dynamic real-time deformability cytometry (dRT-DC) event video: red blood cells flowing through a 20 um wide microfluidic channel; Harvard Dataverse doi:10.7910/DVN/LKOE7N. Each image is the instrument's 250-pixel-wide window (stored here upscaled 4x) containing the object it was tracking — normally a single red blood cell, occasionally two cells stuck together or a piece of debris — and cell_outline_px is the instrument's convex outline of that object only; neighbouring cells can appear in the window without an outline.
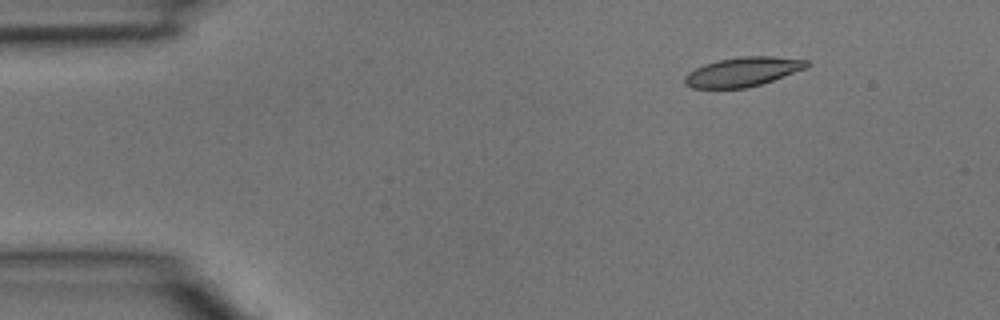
{"species": "common noctule bat (a hibernating species)", "species_latin": "Nyctalus noctula", "temperature_condition": "room temperature", "stored_images_in_passage": 5, "segment_of_instrument_passage": [1, 2], "camera_frame_rate_fps": 3000, "um_per_image_px": 0.085, "animal": {"sex": "male", "body_mass_g": 15.6}, "frame": {"image": 1, "passage_image": 2, "time_ms": 0.333, "image_size_px": [1000, 320], "cell_outline_px": [[812, 64], [804, 68], [784, 76], [760, 84], [744, 88], [692, 88], [684, 84], [684, 76], [688, 72], [704, 64], [716, 60], [740, 56], [772, 56], [808, 60]], "centroid_in_image_um": [63.1, 6.09], "position_along_channel_um": 21.9, "area_um2": 20.81}}
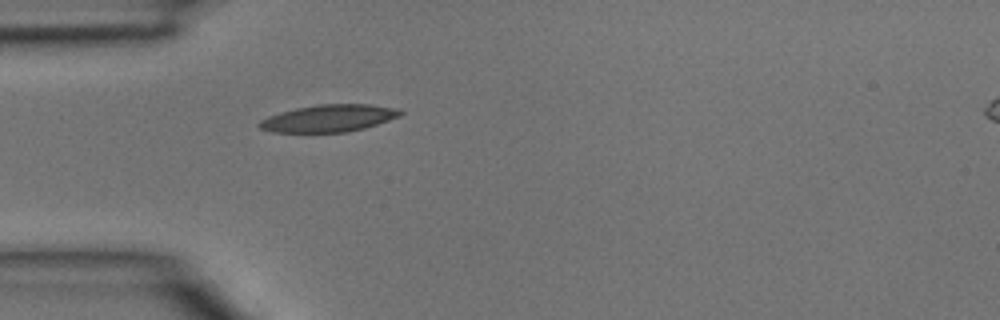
{"frame": {"image": 2, "passage_image": 4, "time_ms": 1.0, "image_size_px": [1000, 320], "cell_outline_px": [[404, 112], [400, 116], [364, 128], [344, 132], [272, 132], [260, 128], [256, 124], [260, 120], [268, 116], [280, 112], [296, 108], [320, 104], [372, 104], [396, 108]], "centroid_in_image_um": [27.93, 10.04], "position_along_channel_um": 57.1, "area_um2": 22.25}}